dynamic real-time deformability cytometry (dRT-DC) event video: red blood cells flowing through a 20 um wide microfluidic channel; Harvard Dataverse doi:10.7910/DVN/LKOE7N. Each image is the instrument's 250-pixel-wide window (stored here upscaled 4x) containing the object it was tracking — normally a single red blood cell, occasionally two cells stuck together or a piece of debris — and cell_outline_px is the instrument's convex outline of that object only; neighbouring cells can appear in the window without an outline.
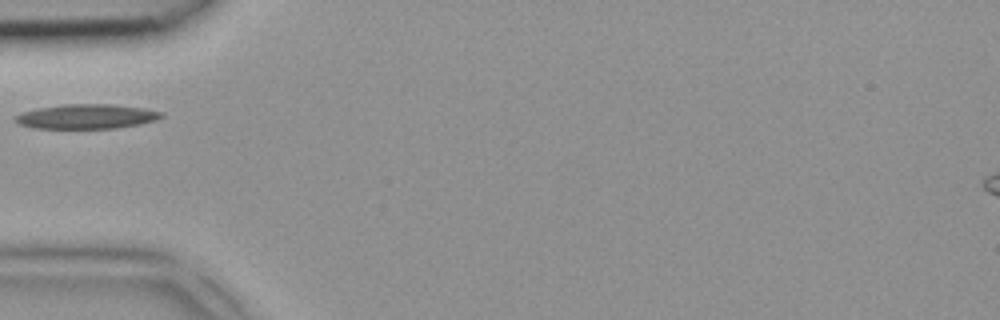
{"species": "common noctule bat (a hibernating species)", "species_latin": "Nyctalus noctula", "temperature_condition": "room temperature", "stored_images_in_passage": 1, "camera_frame_rate_fps": 3000, "um_per_image_px": 0.085, "animal": {"sex": "female", "body_mass_g": 18.4}, "frame": {"image": 1, "passage_image": 1, "time_ms": 0.0, "image_size_px": [1000, 320], "cell_outline_px": [[164, 116], [156, 120], [140, 124], [116, 128], [32, 128], [16, 124], [12, 120], [16, 116], [24, 112], [36, 108], [64, 104], [112, 104], [144, 108], [164, 112]], "centroid_in_image_um": [7.35, 9.9], "position_along_channel_um": 77.7, "area_um2": 21.1}}